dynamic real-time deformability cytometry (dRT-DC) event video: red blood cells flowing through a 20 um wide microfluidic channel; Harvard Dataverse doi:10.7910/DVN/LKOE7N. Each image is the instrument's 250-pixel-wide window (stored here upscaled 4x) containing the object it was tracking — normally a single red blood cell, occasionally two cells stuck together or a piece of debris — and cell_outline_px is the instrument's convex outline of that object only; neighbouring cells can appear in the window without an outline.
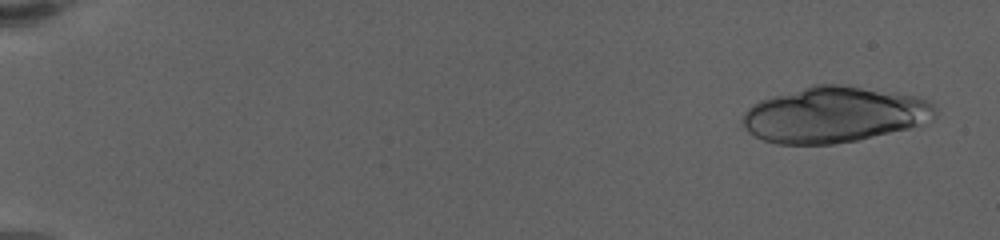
{"species": "human", "species_latin": "Homo sapiens", "temperature_condition": "warm", "stored_images_in_passage": 24, "camera_frame_rate_fps": 3000, "um_per_image_px": 0.085, "donor": {"sex": "female"}, "frame": {"image": 1, "passage_image": 3, "time_ms": 0.667, "image_size_px": [1000, 240], "cell_outline_px": [[936, 116], [932, 120], [908, 128], [856, 140], [832, 144], [776, 144], [764, 140], [748, 132], [740, 124], [740, 120], [744, 112], [752, 104], [760, 100], [772, 96], [812, 84], [844, 84], [912, 96], [928, 100], [936, 108]], "centroid_in_image_um": [70.84, 9.74], "position_along_channel_um": 14.2, "area_um2": 62.6}}
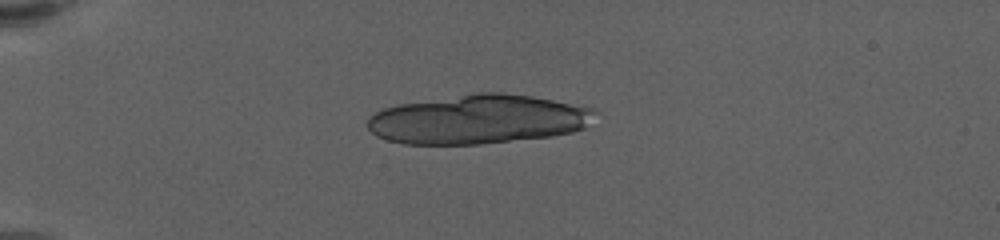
{"frame": {"image": 2, "passage_image": 16, "time_ms": 5.0, "image_size_px": [1000, 240], "cell_outline_px": [[600, 112], [584, 128], [572, 132], [552, 136], [480, 144], [404, 144], [388, 140], [376, 136], [368, 128], [368, 120], [376, 112], [384, 108], [400, 104], [476, 92], [500, 92], [532, 96], [592, 108]], "centroid_in_image_um": [40.67, 10.14], "position_along_channel_um": 44.3, "area_um2": 65.03}}